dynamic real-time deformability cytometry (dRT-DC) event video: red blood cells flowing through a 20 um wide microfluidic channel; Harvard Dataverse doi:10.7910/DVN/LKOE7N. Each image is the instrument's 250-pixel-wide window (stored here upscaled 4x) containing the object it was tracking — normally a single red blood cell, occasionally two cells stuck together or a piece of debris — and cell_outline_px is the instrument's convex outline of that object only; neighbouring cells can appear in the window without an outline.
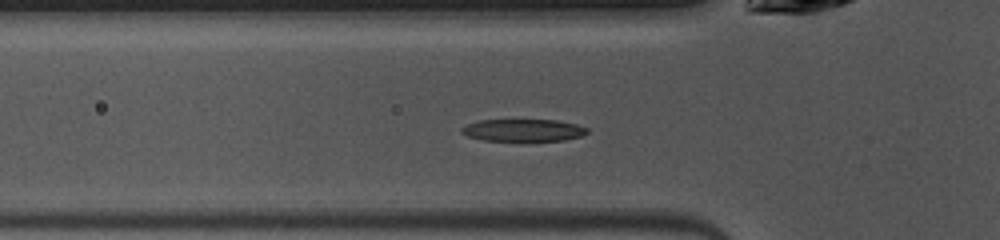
{"species": "common noctule bat (a hibernating species)", "species_latin": "Nyctalus noctula", "temperature_condition": "warm", "stored_images_in_passage": 39, "camera_frame_rate_fps": 3000, "um_per_image_px": 0.085, "animal": {"sex": "female", "body_mass_g": 10.0, "forearm_length_mm": 53.1}, "frame": {"image": 1, "passage_image": 4, "time_ms": 1.0, "image_size_px": [1000, 240], "cell_outline_px": [[588, 132], [580, 136], [564, 140], [484, 140], [468, 136], [460, 132], [460, 128], [468, 124], [480, 120], [556, 120], [576, 124], [588, 128]], "centroid_in_image_um": [44.47, 11.06], "position_along_channel_um": 81.3, "area_um2": 16.01}}
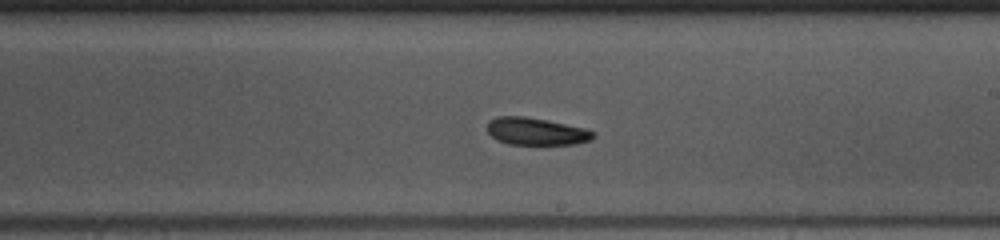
{"frame": {"image": 2, "passage_image": 16, "time_ms": 5.0, "image_size_px": [1000, 240], "cell_outline_px": [[596, 136], [592, 140], [576, 144], [508, 144], [492, 136], [488, 132], [488, 120], [496, 116], [524, 116], [548, 120], [584, 128], [592, 132]], "centroid_in_image_um": [45.58, 11.16], "position_along_channel_um": 243.4, "area_um2": 16.82}}
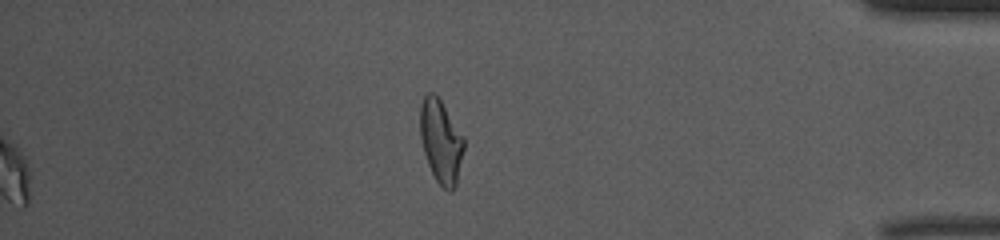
{"frame": {"image": 3, "passage_image": 39, "time_ms": 12.667, "image_size_px": [1000, 240], "cell_outline_px": [[464, 148], [456, 184], [452, 192], [448, 192], [436, 180], [428, 164], [424, 152], [420, 136], [420, 104], [424, 96], [428, 92], [432, 92], [440, 100], [464, 136]], "centroid_in_image_um": [37.47, 12.01], "position_along_channel_um": 397.7, "area_um2": 21.1}, "authors_computed_cell_mechanics": {"area_um2": 17.5712, "velocity_mm_per_s": 4.0319, "shape_relaxation_time_tau1_ms": 2.9454, "shape_relaxation_time_tau2_ms": null, "deformation_change_tau1": 0.1344, "deformation_change_tau2": null}}